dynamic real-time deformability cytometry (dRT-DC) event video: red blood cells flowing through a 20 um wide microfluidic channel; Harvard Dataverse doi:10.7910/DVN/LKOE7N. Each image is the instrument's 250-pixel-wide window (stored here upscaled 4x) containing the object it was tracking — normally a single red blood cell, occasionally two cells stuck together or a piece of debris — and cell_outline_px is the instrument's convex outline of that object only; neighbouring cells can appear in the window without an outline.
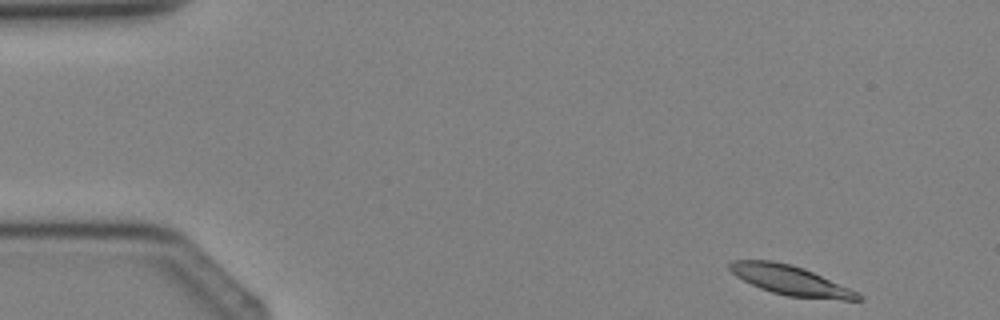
{"species": "Egyptian fruit bat (a non-hibernating species)", "species_latin": "Rousettus aegyptiacus", "temperature_condition": "cold", "stored_images_in_passage": 3, "camera_frame_rate_fps": 3000, "um_per_image_px": 0.085, "animal": {"sex": "female"}, "frame": {"image": 1, "passage_image": 1, "time_ms": 0.0, "image_size_px": [1000, 320], "cell_outline_px": [[864, 300], [844, 300], [788, 296], [772, 292], [760, 288], [736, 276], [728, 268], [728, 264], [732, 260], [772, 260], [804, 268], [848, 288], [864, 296]], "centroid_in_image_um": [67.17, 23.83], "position_along_channel_um": 17.8, "area_um2": 21.79}}